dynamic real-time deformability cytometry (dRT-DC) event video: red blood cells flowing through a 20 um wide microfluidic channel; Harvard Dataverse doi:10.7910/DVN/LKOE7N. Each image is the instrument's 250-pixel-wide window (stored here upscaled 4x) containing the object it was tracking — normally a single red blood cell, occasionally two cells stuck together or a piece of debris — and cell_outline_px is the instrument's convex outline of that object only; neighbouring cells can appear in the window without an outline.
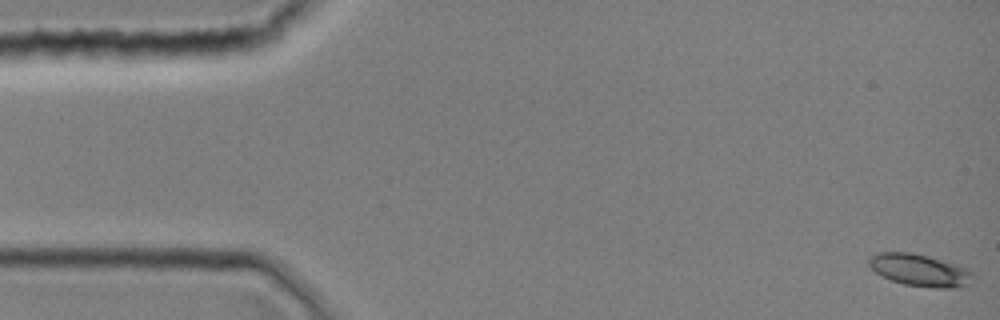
{"species": "common noctule bat (a hibernating species)", "species_latin": "Nyctalus noctula", "temperature_condition": "room temperature", "stored_images_in_passage": 10, "camera_frame_rate_fps": 3000, "um_per_image_px": 0.085, "animal": {"sex": "female", "body_mass_g": 19.0, "forearm_length_mm": 51.5}, "frame": {"image": 1, "passage_image": 1, "time_ms": 0.0, "image_size_px": [1000, 320], "cell_outline_px": [[972, 284], [956, 288], [936, 288], [904, 284], [892, 280], [876, 272], [868, 264], [868, 256], [876, 252], [912, 252], [960, 264], [968, 268], [972, 272]], "centroid_in_image_um": [78.22, 22.95], "position_along_channel_um": 6.8, "area_um2": 19.77}}
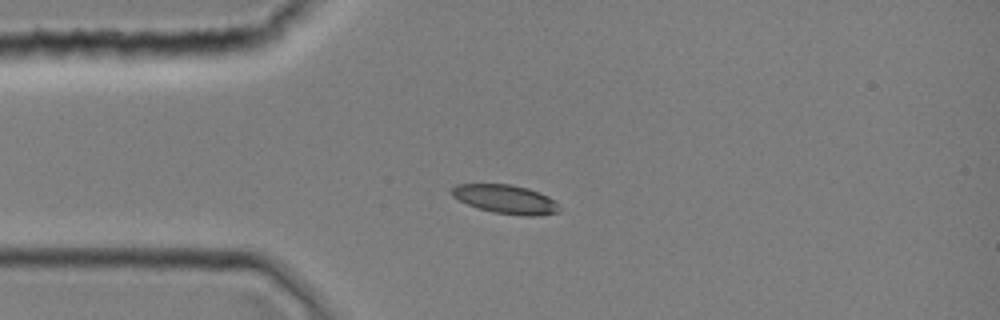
{"frame": {"image": 2, "passage_image": 10, "time_ms": 3.0, "image_size_px": [1000, 320], "cell_outline_px": [[560, 212], [540, 216], [524, 216], [492, 212], [468, 204], [452, 196], [452, 188], [456, 184], [512, 184], [528, 188], [540, 192], [548, 196], [560, 208]], "centroid_in_image_um": [43.01, 16.93], "position_along_channel_um": 42.0, "area_um2": 18.03}}